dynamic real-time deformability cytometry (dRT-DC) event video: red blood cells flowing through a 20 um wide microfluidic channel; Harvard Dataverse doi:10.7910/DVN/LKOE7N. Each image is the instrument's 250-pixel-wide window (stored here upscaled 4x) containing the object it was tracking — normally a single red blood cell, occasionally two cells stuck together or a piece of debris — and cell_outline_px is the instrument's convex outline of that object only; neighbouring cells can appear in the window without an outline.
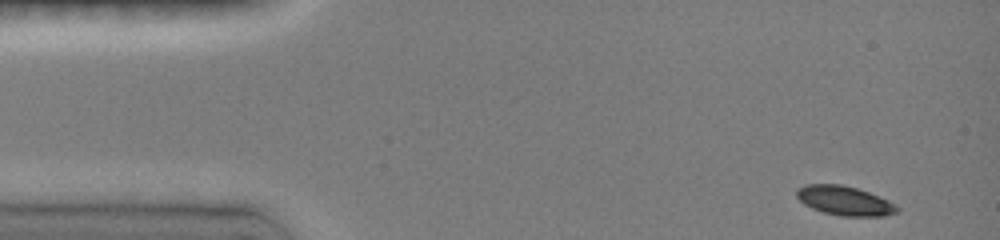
{"species": "common noctule bat (a hibernating species)", "species_latin": "Nyctalus noctula", "temperature_condition": "room temperature", "stored_images_in_passage": 5, "camera_frame_rate_fps": 3000, "um_per_image_px": 0.085, "animal": {"sex": "female", "body_mass_g": 19.0, "forearm_length_mm": 51.5}, "frame": {"image": 1, "passage_image": 1, "time_ms": 0.0, "image_size_px": [1000, 240], "cell_outline_px": [[900, 208], [896, 212], [884, 216], [840, 216], [824, 212], [812, 208], [804, 204], [796, 196], [796, 188], [804, 184], [840, 184], [856, 188], [880, 196], [896, 204]], "centroid_in_image_um": [71.78, 17.05], "position_along_channel_um": 13.2, "area_um2": 17.22}}